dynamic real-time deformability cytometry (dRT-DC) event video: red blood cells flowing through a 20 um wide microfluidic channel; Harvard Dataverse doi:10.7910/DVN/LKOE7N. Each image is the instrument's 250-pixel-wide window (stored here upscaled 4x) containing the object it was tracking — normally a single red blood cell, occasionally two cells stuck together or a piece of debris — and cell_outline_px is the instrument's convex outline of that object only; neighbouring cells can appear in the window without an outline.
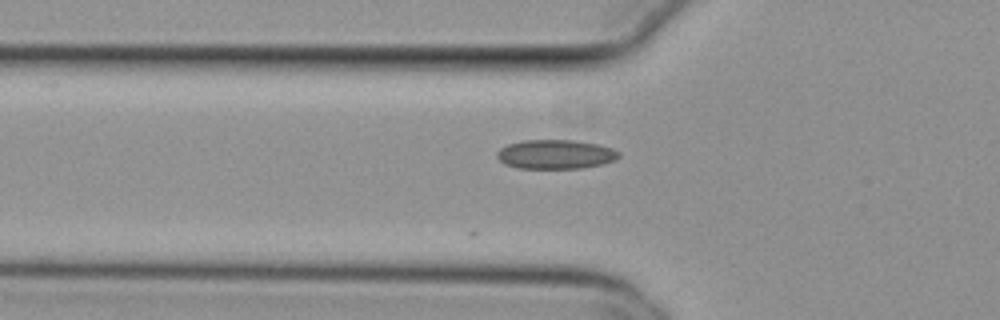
{"species": "common noctule bat (a hibernating species)", "species_latin": "Nyctalus noctula", "temperature_condition": "cold", "stored_images_in_passage": 29, "camera_frame_rate_fps": 3000, "um_per_image_px": 0.085, "animal": {"sex": "female", "body_mass_g": 29.2, "forearm_length_mm": 56.3}, "frame": {"image": 1, "passage_image": 2, "time_ms": 0.333, "image_size_px": [1000, 320], "cell_outline_px": [[620, 156], [616, 160], [600, 164], [580, 168], [516, 168], [504, 164], [496, 156], [496, 152], [500, 148], [508, 144], [524, 140], [576, 140], [600, 144], [612, 148], [620, 152]], "centroid_in_image_um": [47.22, 13.11], "position_along_channel_um": 78.6, "area_um2": 20.87}}
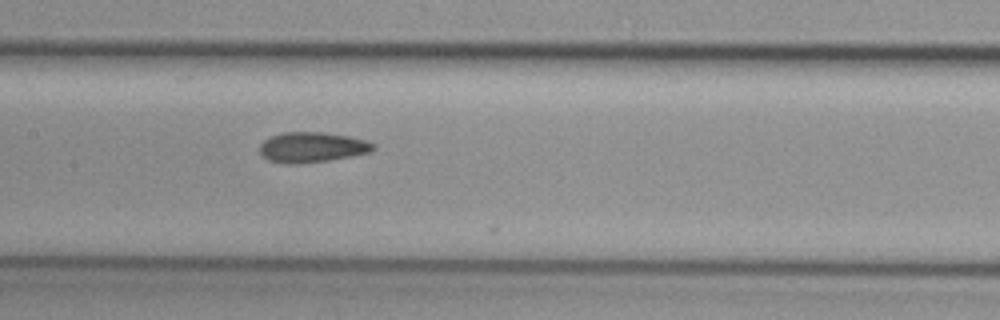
{"frame": {"image": 2, "passage_image": 10, "time_ms": 3.0, "image_size_px": [1000, 320], "cell_outline_px": [[376, 148], [372, 152], [328, 160], [300, 164], [284, 164], [268, 160], [260, 152], [260, 144], [264, 140], [272, 136], [284, 132], [324, 132], [348, 136], [364, 140], [376, 144]], "centroid_in_image_um": [26.53, 12.52], "position_along_channel_um": 180.9, "area_um2": 20.06}}
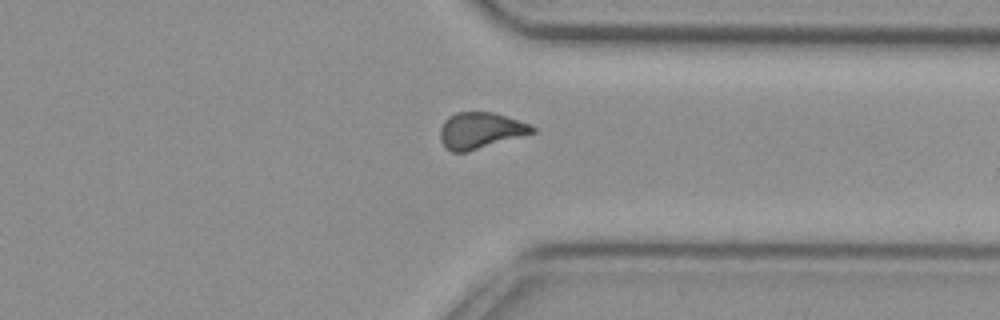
{"frame": {"image": 3, "passage_image": 25, "time_ms": 8.0, "image_size_px": [1000, 320], "cell_outline_px": [[536, 132], [468, 152], [452, 152], [440, 140], [440, 128], [444, 120], [448, 116], [456, 112], [492, 112], [532, 124], [536, 128]], "centroid_in_image_um": [40.85, 11.09], "position_along_channel_um": 370.6, "area_um2": 19.54}}